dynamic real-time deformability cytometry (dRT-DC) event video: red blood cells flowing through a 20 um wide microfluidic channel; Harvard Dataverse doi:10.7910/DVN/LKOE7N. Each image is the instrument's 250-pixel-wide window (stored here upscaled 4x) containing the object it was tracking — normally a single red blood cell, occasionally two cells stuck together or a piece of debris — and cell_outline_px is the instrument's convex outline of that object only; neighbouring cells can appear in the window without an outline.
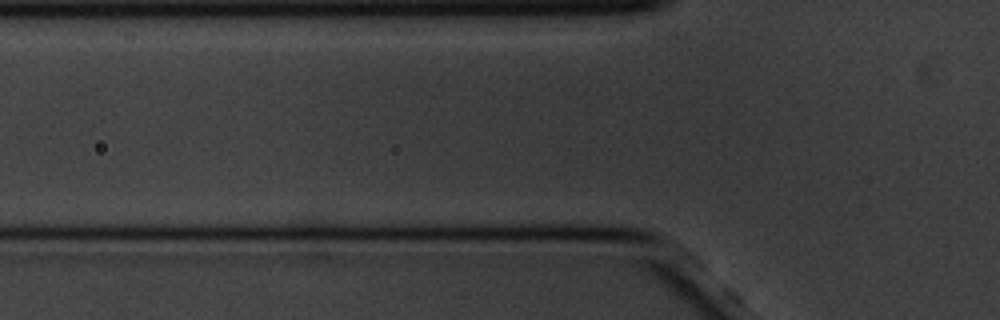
{"species": "common noctule bat (a hibernating species)", "species_latin": "Nyctalus noctula", "temperature_condition": "cold", "stored_images_in_passage": 4, "segment_of_instrument_passage": [1, 2], "camera_frame_rate_fps": 3000, "um_per_image_px": 0.085, "animal": {"sex": "male", "body_mass_g": 20.1, "forearm_length_mm": 53.5}, "frame": {"image": 1, "passage_image": 2, "time_ms": 0.333, "image_size_px": [1000, 320], "cell_outline_px": [[588, 28], [580, 32], [504, 32], [488, 12], [588, 12]], "centroid_in_image_um": [46.03, 1.84], "position_along_channel_um": 79.8, "area_um2": 13.18}}